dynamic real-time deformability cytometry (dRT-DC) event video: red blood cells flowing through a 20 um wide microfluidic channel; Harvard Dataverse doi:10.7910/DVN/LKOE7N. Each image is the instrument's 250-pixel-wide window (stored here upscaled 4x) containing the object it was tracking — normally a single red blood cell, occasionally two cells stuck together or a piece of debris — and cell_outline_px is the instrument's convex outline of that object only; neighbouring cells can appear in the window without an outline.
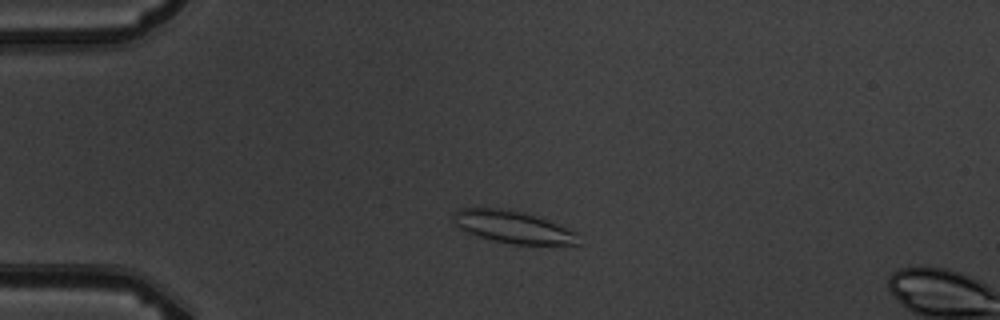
{"species": "common noctule bat (a hibernating species)", "species_latin": "Nyctalus noctula", "temperature_condition": "warm", "stored_images_in_passage": 4, "camera_frame_rate_fps": 3000, "um_per_image_px": 0.085, "animal": {"sex": "male", "body_mass_g": 19.5, "forearm_length_mm": 54.6}, "frame": {"image": 1, "passage_image": 3, "time_ms": 2.333, "image_size_px": [1000, 320], "cell_outline_px": [[580, 244], [512, 244], [492, 240], [468, 232], [460, 228], [452, 220], [452, 216], [460, 208], [500, 208], [520, 212], [536, 216], [548, 220], [576, 232]], "centroid_in_image_um": [43.59, 19.29], "position_along_channel_um": 41.4, "area_um2": 23.06}}